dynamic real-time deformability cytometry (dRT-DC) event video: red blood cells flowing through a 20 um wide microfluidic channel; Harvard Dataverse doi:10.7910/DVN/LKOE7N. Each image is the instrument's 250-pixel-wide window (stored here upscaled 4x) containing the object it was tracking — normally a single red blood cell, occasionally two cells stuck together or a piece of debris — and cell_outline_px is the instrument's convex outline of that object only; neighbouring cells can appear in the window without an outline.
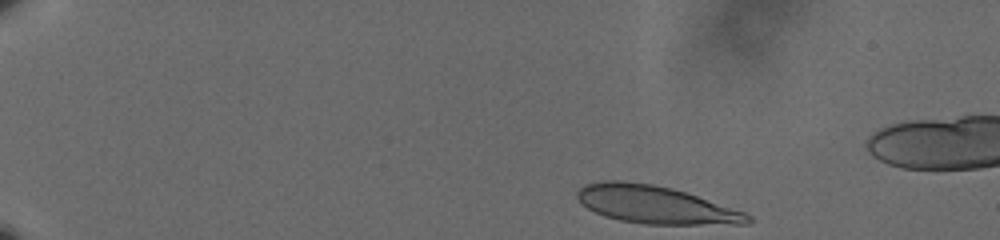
{"species": "human", "species_latin": "Homo sapiens", "temperature_condition": "cold", "stored_images_in_passage": 50, "camera_frame_rate_fps": 3000, "um_per_image_px": 0.085, "donor": {"sex": "male"}, "frame": {"image": 1, "passage_image": 1, "time_ms": 0.0, "image_size_px": [1000, 240], "cell_outline_px": [[752, 224], [644, 224], [620, 220], [604, 216], [588, 208], [576, 196], [576, 192], [584, 184], [604, 180], [624, 180], [652, 184], [672, 188], [744, 212], [752, 216]], "centroid_in_image_um": [55.7, 17.39], "position_along_channel_um": 29.3, "area_um2": 37.22}}
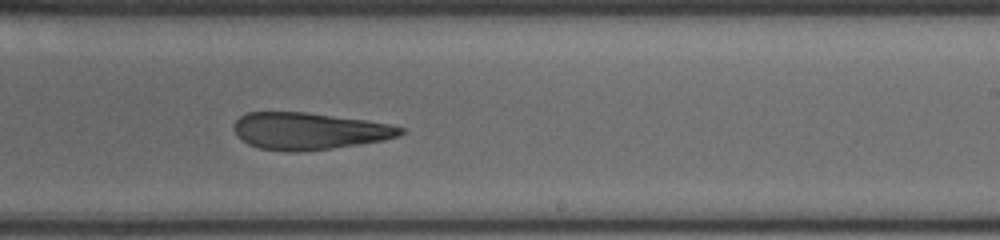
{"frame": {"image": 2, "passage_image": 30, "time_ms": 9.667, "image_size_px": [1000, 240], "cell_outline_px": [[404, 132], [400, 136], [384, 140], [332, 148], [296, 152], [292, 152], [260, 148], [248, 144], [236, 132], [236, 120], [240, 116], [248, 112], [304, 112], [364, 120], [388, 124], [404, 128]], "centroid_in_image_um": [26.3, 11.14], "position_along_channel_um": 262.7, "area_um2": 35.32}}
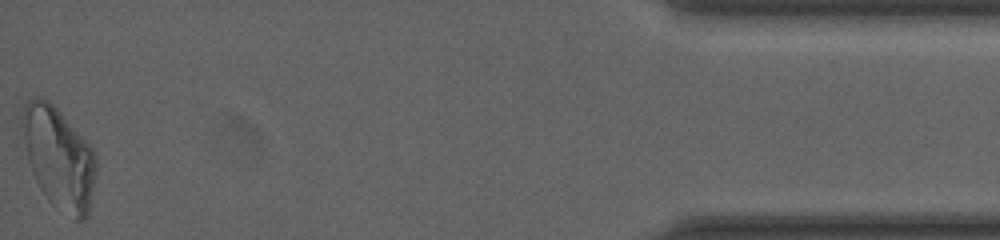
{"frame": {"image": 3, "passage_image": 50, "time_ms": 16.333, "image_size_px": [1000, 240], "cell_outline_px": [[96, 172], [88, 216], [84, 220], [76, 220], [56, 208], [48, 200], [40, 188], [32, 172], [28, 160], [20, 124], [20, 116], [24, 104], [28, 100], [36, 96], [44, 96], [60, 112], [92, 148], [96, 156]], "centroid_in_image_um": [4.98, 13.41], "position_along_channel_um": 430.2, "area_um2": 43.75}, "authors_computed_cell_mechanics": {"area_um2": 37.4255, "velocity_mm_per_s": 3.5833, "shape_relaxation_time_tau1_ms": null, "shape_relaxation_time_tau2_ms": 4.8913, "deformation_change_tau1": null, "deformation_change_tau2": 0.1385}}